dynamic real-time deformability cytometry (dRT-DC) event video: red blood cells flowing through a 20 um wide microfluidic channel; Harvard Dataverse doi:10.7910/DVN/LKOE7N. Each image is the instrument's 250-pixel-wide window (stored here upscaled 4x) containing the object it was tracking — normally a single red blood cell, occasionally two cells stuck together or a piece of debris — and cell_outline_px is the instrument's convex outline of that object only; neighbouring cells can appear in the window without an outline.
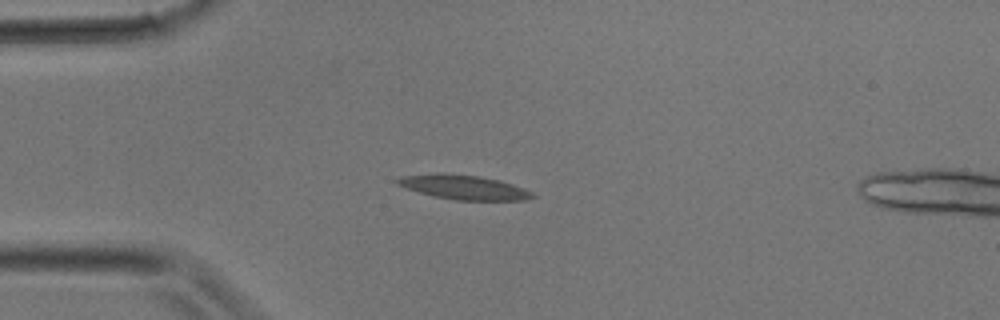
{"species": "common noctule bat (a hibernating species)", "species_latin": "Nyctalus noctula", "temperature_condition": "room temperature", "stored_images_in_passage": 32, "camera_frame_rate_fps": 3000, "um_per_image_px": 0.085, "animal": {"sex": "male", "body_mass_g": 17.9}, "frame": {"image": 1, "passage_image": 7, "time_ms": 2.0, "image_size_px": [1000, 320], "cell_outline_px": [[536, 196], [524, 200], [456, 200], [436, 196], [420, 192], [396, 184], [392, 180], [400, 176], [440, 172], [480, 176], [500, 180], [524, 188], [532, 192]], "centroid_in_image_um": [39.39, 15.89], "position_along_channel_um": 45.6, "area_um2": 19.25}}
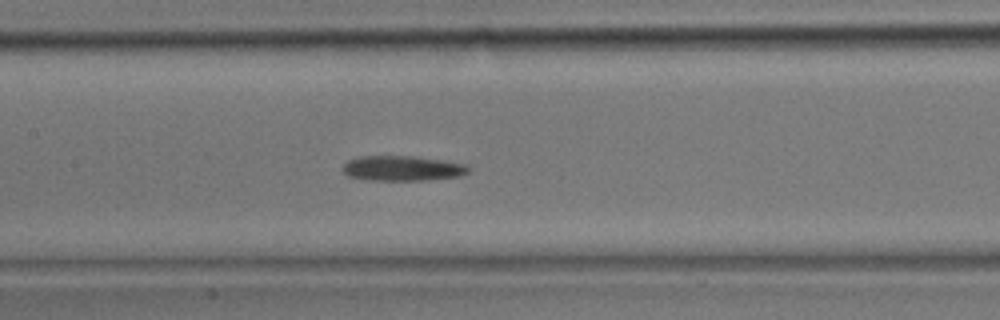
{"frame": {"image": 2, "passage_image": 14, "time_ms": 4.333, "image_size_px": [1000, 320], "cell_outline_px": [[468, 172], [460, 176], [428, 180], [372, 180], [348, 176], [340, 168], [348, 160], [360, 156], [412, 156], [444, 160], [468, 164]], "centroid_in_image_um": [34.21, 14.3], "position_along_channel_um": 173.2, "area_um2": 18.44}}
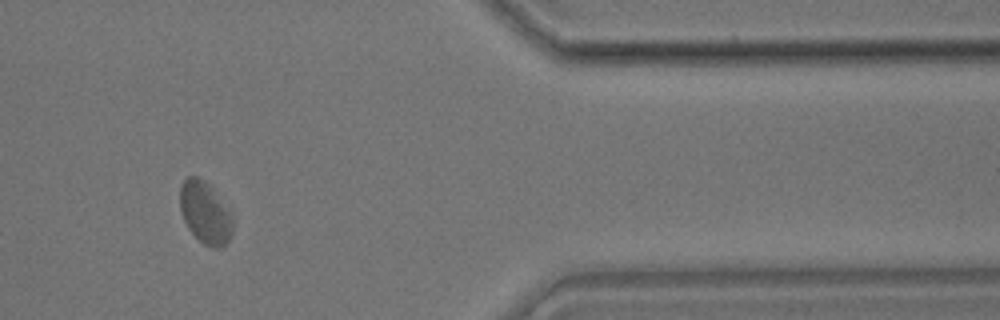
{"frame": {"image": 3, "passage_image": 26, "time_ms": 8.333, "image_size_px": [1000, 320], "cell_outline_px": [[232, 232], [228, 240], [220, 248], [212, 248], [204, 244], [188, 228], [180, 212], [180, 184], [188, 176], [196, 176], [208, 184], [212, 188], [232, 216]], "centroid_in_image_um": [17.41, 18.08], "position_along_channel_um": 394.0, "area_um2": 18.73}}